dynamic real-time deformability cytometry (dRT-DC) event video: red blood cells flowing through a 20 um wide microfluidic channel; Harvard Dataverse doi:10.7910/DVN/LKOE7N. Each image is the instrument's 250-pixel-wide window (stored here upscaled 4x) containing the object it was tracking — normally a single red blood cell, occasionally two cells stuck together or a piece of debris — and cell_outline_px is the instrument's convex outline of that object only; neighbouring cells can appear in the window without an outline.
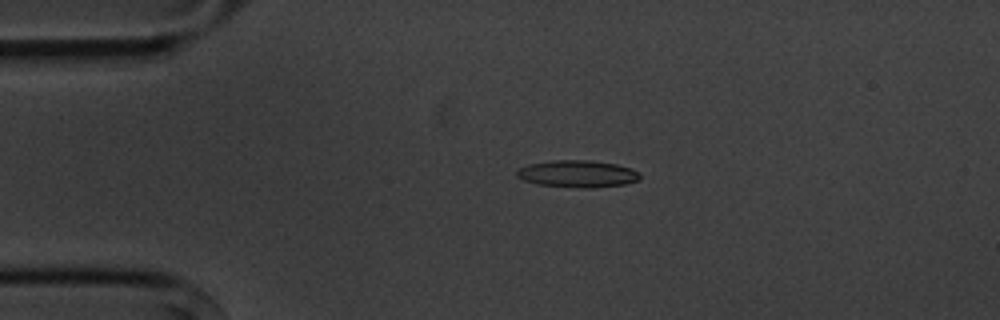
{"species": "common noctule bat (a hibernating species)", "species_latin": "Nyctalus noctula", "temperature_condition": "cold", "stored_images_in_passage": 6, "camera_frame_rate_fps": 3000, "um_per_image_px": 0.085, "animal": {"sex": "male", "body_mass_g": 20.1, "forearm_length_mm": 53.5}, "frame": {"image": 1, "passage_image": 4, "time_ms": 3.667, "image_size_px": [1000, 320], "cell_outline_px": [[640, 180], [624, 184], [592, 188], [576, 188], [536, 184], [524, 180], [516, 176], [516, 168], [528, 164], [552, 160], [592, 160], [616, 164], [632, 168], [640, 172]], "centroid_in_image_um": [49.08, 14.77], "position_along_channel_um": 35.9, "area_um2": 19.77}}